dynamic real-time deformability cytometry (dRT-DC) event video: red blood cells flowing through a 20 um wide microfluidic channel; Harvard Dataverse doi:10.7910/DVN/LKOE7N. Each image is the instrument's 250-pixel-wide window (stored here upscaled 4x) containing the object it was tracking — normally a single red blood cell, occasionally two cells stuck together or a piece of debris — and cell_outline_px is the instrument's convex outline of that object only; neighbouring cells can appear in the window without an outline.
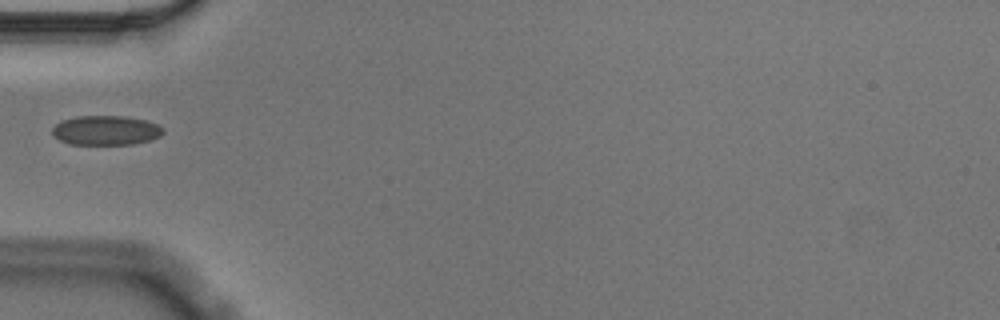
{"species": "Egyptian fruit bat (a non-hibernating species)", "species_latin": "Rousettus aegyptiacus", "temperature_condition": "cold", "stored_images_in_passage": 39, "camera_frame_rate_fps": 3000, "um_per_image_px": 0.085, "animal": {"sex": "male"}, "frame": {"image": 1, "passage_image": 1, "time_ms": 0.0, "image_size_px": [1000, 320], "cell_outline_px": [[164, 132], [160, 136], [152, 140], [132, 144], [68, 144], [52, 136], [52, 128], [56, 124], [64, 120], [76, 116], [124, 116], [144, 120], [156, 124], [164, 128]], "centroid_in_image_um": [9.0, 11.08], "position_along_channel_um": 76.0, "area_um2": 19.07}}
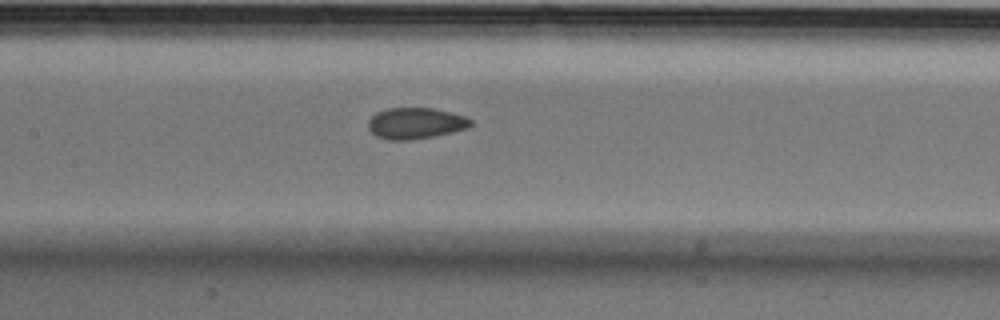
{"frame": {"image": 2, "passage_image": 9, "time_ms": 2.667, "image_size_px": [1000, 320], "cell_outline_px": [[472, 124], [468, 128], [452, 132], [432, 136], [408, 140], [388, 140], [376, 136], [368, 128], [368, 120], [376, 112], [388, 108], [432, 108], [464, 116], [472, 120]], "centroid_in_image_um": [35.29, 10.48], "position_along_channel_um": 172.1, "area_um2": 18.5}}
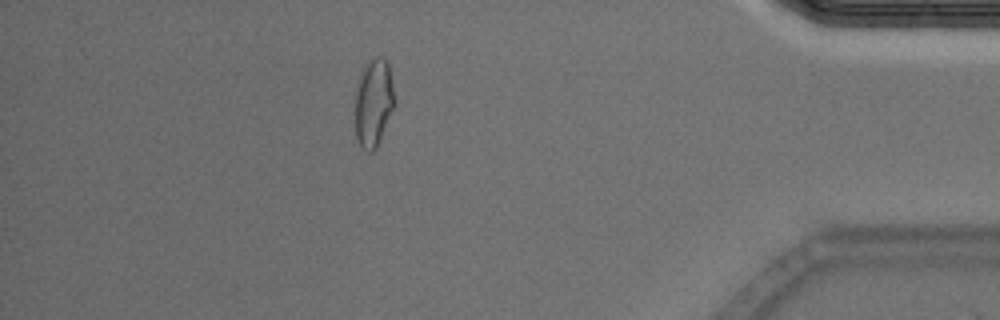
{"frame": {"image": 3, "passage_image": 32, "time_ms": 10.333, "image_size_px": [1000, 320], "cell_outline_px": [[396, 104], [376, 148], [372, 152], [368, 152], [360, 148], [356, 136], [356, 92], [360, 72], [368, 60], [372, 56], [384, 56], [388, 60]], "centroid_in_image_um": [31.77, 8.69], "position_along_channel_um": 403.4, "area_um2": 20.58}}